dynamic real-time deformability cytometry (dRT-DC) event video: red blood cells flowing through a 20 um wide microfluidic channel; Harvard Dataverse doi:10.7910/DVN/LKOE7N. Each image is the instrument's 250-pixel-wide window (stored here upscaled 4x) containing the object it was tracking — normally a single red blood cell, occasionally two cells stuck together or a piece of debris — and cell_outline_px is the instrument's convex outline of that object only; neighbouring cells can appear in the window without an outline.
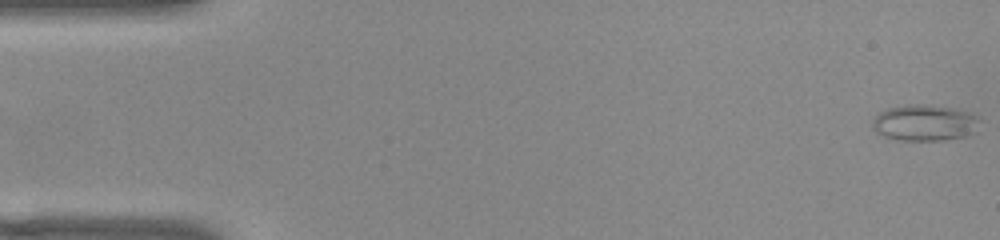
{"species": "common noctule bat (a hibernating species)", "species_latin": "Nyctalus noctula", "temperature_condition": "warm", "stored_images_in_passage": 53, "camera_frame_rate_fps": 3000, "um_per_image_px": 0.085, "animal": {"sex": "female", "body_mass_g": 22.0, "forearm_length_mm": 56.7}, "frame": {"image": 1, "passage_image": 1, "time_ms": 0.0, "image_size_px": [1000, 240], "cell_outline_px": [[980, 120], [976, 132], [968, 136], [944, 140], [900, 140], [884, 136], [876, 132], [872, 128], [872, 120], [880, 112], [888, 108], [904, 104], [928, 104], [952, 108], [968, 112], [980, 116]], "centroid_in_image_um": [78.62, 10.43], "position_along_channel_um": 6.4, "area_um2": 22.95}}
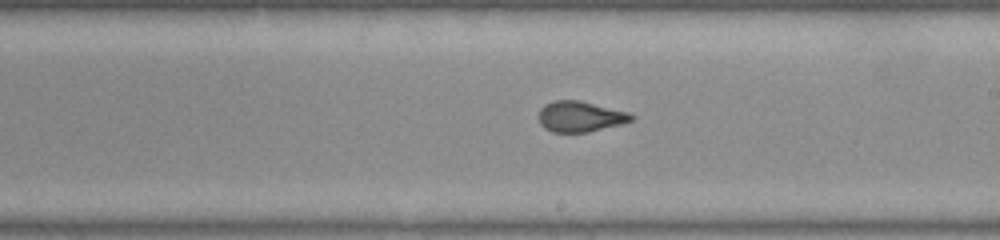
{"frame": {"image": 2, "passage_image": 30, "time_ms": 9.667, "image_size_px": [1000, 240], "cell_outline_px": [[636, 116], [632, 120], [620, 124], [588, 132], [552, 132], [544, 128], [540, 124], [536, 116], [540, 108], [544, 104], [556, 100], [580, 100], [628, 112]], "centroid_in_image_um": [49.26, 9.9], "position_along_channel_um": 239.7, "area_um2": 16.7}}
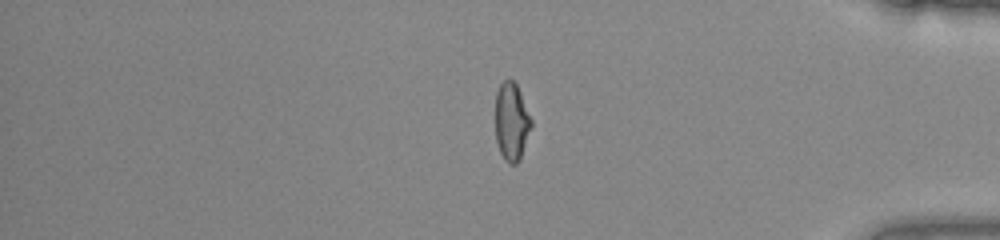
{"frame": {"image": 3, "passage_image": 44, "time_ms": 14.333, "image_size_px": [1000, 240], "cell_outline_px": [[532, 128], [520, 160], [516, 164], [508, 164], [504, 160], [500, 152], [496, 140], [496, 92], [500, 84], [504, 80], [512, 80], [516, 84], [520, 92], [532, 120]], "centroid_in_image_um": [43.49, 10.38], "position_along_channel_um": 391.7, "area_um2": 16.42}, "authors_computed_cell_mechanics": {"area_um2": 17.2822, "velocity_mm_per_s": 3.869, "shape_relaxation_time_tau1_ms": null, "shape_relaxation_time_tau2_ms": 0.7276, "deformation_change_tau1": null, "deformation_change_tau2": 0.065}}